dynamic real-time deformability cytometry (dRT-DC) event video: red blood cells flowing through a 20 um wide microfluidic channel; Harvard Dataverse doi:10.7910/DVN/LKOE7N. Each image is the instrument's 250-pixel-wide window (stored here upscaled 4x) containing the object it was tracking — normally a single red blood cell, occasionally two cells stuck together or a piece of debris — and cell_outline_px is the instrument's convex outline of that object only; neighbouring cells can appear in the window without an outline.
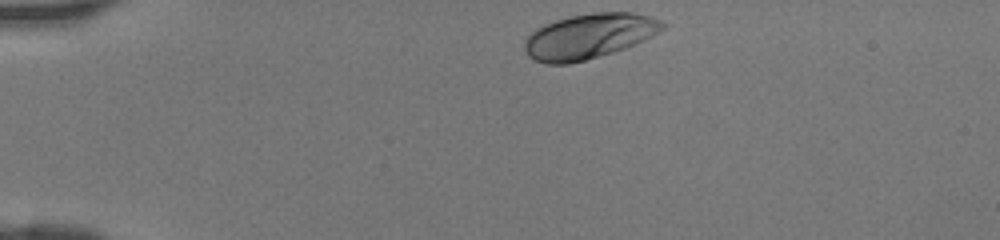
{"species": "human", "species_latin": "Homo sapiens", "temperature_condition": "room temperature", "stored_images_in_passage": 32, "camera_frame_rate_fps": 3000, "um_per_image_px": 0.085, "donor": {"sex": "female"}, "frame": {"image": 1, "passage_image": 1, "time_ms": 0.0, "image_size_px": [1000, 240], "cell_outline_px": [[668, 24], [664, 28], [644, 40], [636, 44], [612, 52], [584, 60], [568, 64], [548, 64], [536, 60], [528, 56], [524, 48], [524, 40], [536, 28], [544, 24], [568, 16], [596, 12], [632, 12], [652, 16]], "centroid_in_image_um": [50.07, 3.06], "position_along_channel_um": 34.9, "area_um2": 36.18}}
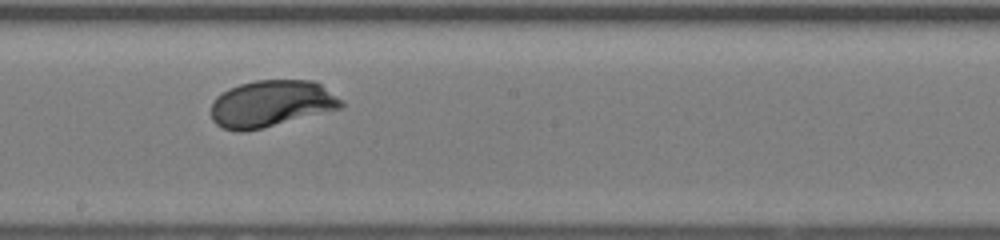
{"frame": {"image": 2, "passage_image": 18, "time_ms": 5.667, "image_size_px": [1000, 240], "cell_outline_px": [[344, 108], [244, 132], [236, 132], [224, 128], [216, 124], [212, 120], [212, 104], [216, 96], [240, 84], [256, 80], [312, 80], [320, 84], [344, 100]], "centroid_in_image_um": [23.09, 8.81], "position_along_channel_um": 225.1, "area_um2": 35.37}}
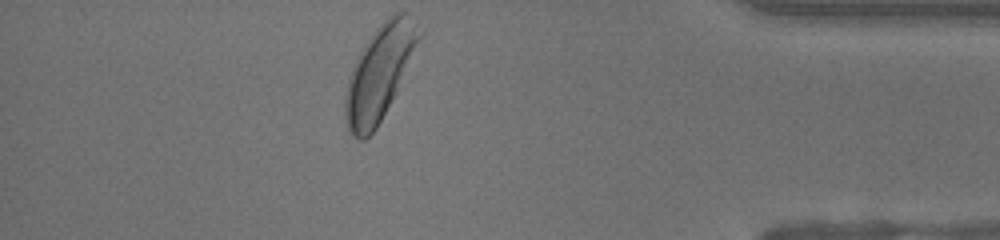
{"frame": {"image": 3, "passage_image": 32, "time_ms": 10.333, "image_size_px": [1000, 240], "cell_outline_px": [[424, 32], [396, 92], [392, 100], [376, 128], [364, 140], [360, 140], [352, 136], [348, 132], [344, 116], [344, 96], [348, 76], [356, 56], [364, 44], [376, 28], [392, 12], [408, 12]], "centroid_in_image_um": [32.24, 6.16], "position_along_channel_um": 403.0, "area_um2": 41.04}}